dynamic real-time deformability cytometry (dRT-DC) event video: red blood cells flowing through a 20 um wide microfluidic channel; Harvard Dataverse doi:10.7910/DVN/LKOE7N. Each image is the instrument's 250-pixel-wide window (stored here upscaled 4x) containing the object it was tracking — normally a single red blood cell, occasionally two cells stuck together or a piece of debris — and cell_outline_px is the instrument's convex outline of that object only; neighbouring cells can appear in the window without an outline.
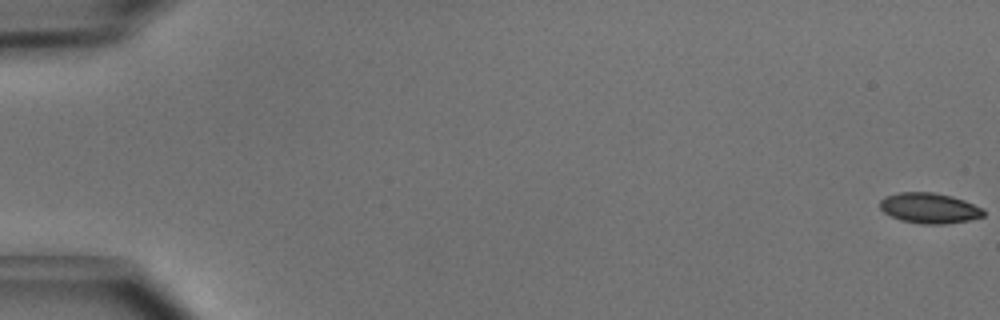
{"species": "common noctule bat (a hibernating species)", "species_latin": "Nyctalus noctula", "temperature_condition": "cold", "stored_images_in_passage": 5, "camera_frame_rate_fps": 3000, "um_per_image_px": 0.085, "animal": {"sex": "male", "body_mass_g": 15.6}, "frame": {"image": 1, "passage_image": 1, "time_ms": 0.0, "image_size_px": [1000, 320], "cell_outline_px": [[984, 216], [968, 220], [944, 224], [920, 224], [900, 220], [884, 212], [880, 208], [880, 200], [884, 196], [900, 192], [932, 192], [952, 196], [964, 200], [984, 208]], "centroid_in_image_um": [78.99, 17.68], "position_along_channel_um": 6.0, "area_um2": 18.44}}
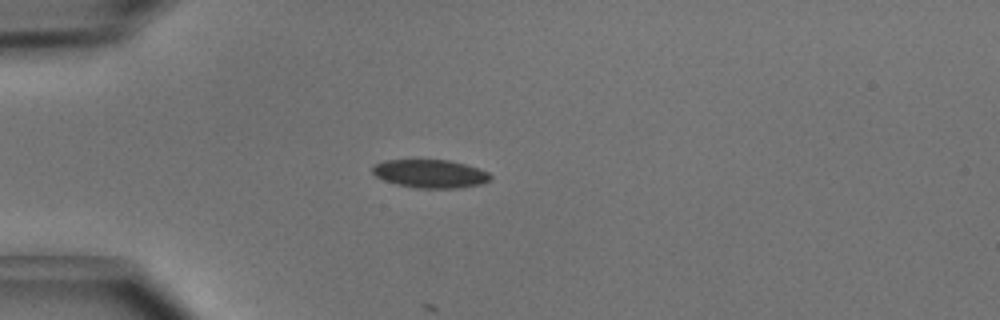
{"frame": {"image": 2, "passage_image": 5, "time_ms": 1.333, "image_size_px": [1000, 320], "cell_outline_px": [[492, 180], [484, 184], [456, 188], [416, 188], [396, 184], [384, 180], [376, 176], [372, 172], [372, 168], [376, 164], [384, 160], [448, 160], [464, 164], [488, 172], [492, 176]], "centroid_in_image_um": [36.59, 14.77], "position_along_channel_um": 48.4, "area_um2": 19.42}}